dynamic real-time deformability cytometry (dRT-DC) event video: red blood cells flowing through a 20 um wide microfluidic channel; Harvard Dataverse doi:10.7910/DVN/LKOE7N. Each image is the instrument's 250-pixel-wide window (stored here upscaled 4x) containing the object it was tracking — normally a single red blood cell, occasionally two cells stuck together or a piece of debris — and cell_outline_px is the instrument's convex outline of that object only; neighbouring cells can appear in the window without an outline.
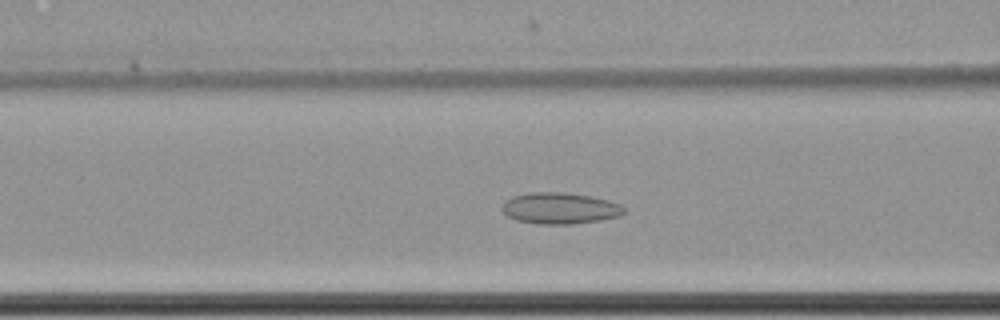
{"species": "common noctule bat (a hibernating species)", "species_latin": "Nyctalus noctula", "temperature_condition": "cold", "stored_images_in_passage": 59, "camera_frame_rate_fps": 3000, "um_per_image_px": 0.085, "animal": {"sex": "female", "body_mass_g": 22.7, "forearm_length_mm": 54.2}, "frame": {"image": 1, "passage_image": 24, "time_ms": 7.667, "image_size_px": [1000, 320], "cell_outline_px": [[628, 212], [620, 216], [600, 220], [572, 224], [540, 224], [516, 220], [508, 216], [500, 208], [504, 200], [512, 196], [528, 192], [564, 192], [592, 196], [608, 200], [620, 204]], "centroid_in_image_um": [47.59, 17.69], "position_along_channel_um": 119.0, "area_um2": 22.54}}
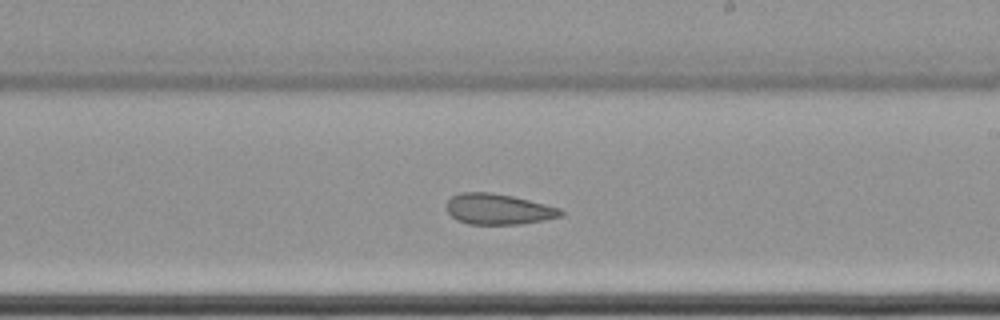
{"frame": {"image": 2, "passage_image": 35, "time_ms": 11.333, "image_size_px": [1000, 320], "cell_outline_px": [[564, 216], [544, 220], [520, 224], [468, 224], [456, 220], [448, 212], [448, 200], [452, 196], [460, 192], [492, 192], [512, 196], [560, 208], [564, 212]], "centroid_in_image_um": [42.37, 17.78], "position_along_channel_um": 246.6, "area_um2": 20.4}}
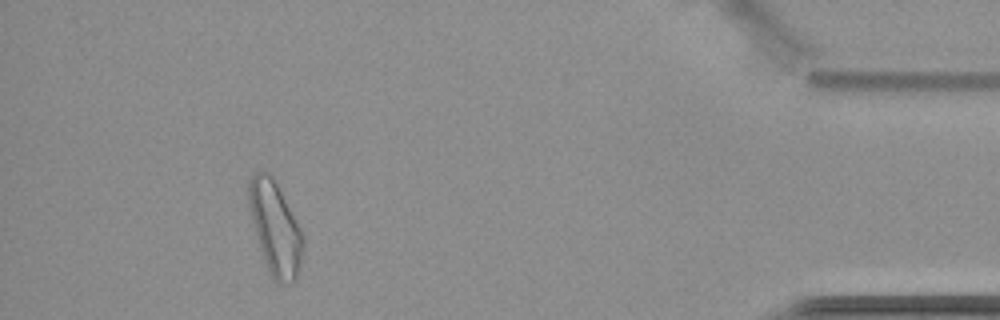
{"frame": {"image": 3, "passage_image": 54, "time_ms": 17.667, "image_size_px": [1000, 320], "cell_outline_px": [[304, 248], [296, 276], [292, 280], [280, 284], [272, 276], [264, 260], [256, 236], [248, 204], [248, 180], [252, 172], [268, 172], [276, 180], [304, 236]], "centroid_in_image_um": [23.38, 19.31], "position_along_channel_um": 411.8, "area_um2": 29.13}, "authors_computed_cell_mechanics": {"area_um2": 24.5072, "velocity_mm_per_s": 3.4845, "shape_relaxation_time_tau1_ms": null, "shape_relaxation_time_tau2_ms": 3.9351, "deformation_change_tau1": null, "deformation_change_tau2": 0.0996}}